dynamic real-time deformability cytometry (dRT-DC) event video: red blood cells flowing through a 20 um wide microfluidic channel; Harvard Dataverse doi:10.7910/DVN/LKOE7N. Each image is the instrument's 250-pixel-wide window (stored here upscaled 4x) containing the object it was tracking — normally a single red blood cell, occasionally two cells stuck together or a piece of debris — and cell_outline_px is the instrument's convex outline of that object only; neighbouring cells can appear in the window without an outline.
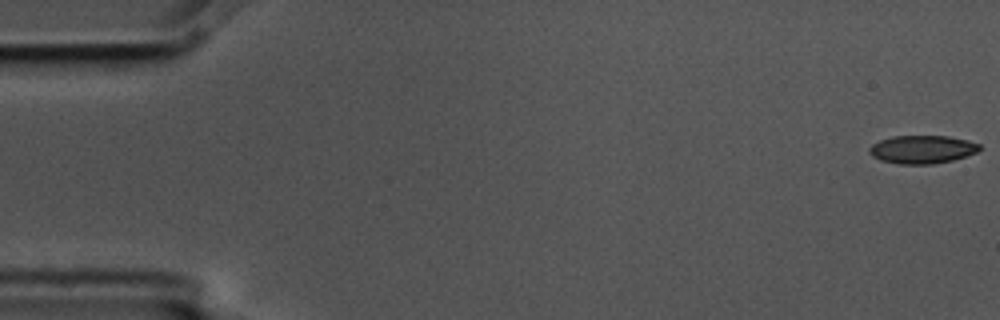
{"species": "common noctule bat (a hibernating species)", "species_latin": "Nyctalus noctula", "temperature_condition": "cold", "stored_images_in_passage": 4, "camera_frame_rate_fps": 3000, "um_per_image_px": 0.085, "animal": {"sex": "male", "body_mass_g": 17.5, "forearm_length_mm": 52.3}, "frame": {"image": 1, "passage_image": 1, "time_ms": 0.0, "image_size_px": [1000, 320], "cell_outline_px": [[980, 148], [976, 152], [952, 160], [932, 164], [900, 164], [880, 160], [872, 156], [868, 152], [868, 148], [872, 144], [880, 140], [892, 136], [948, 136], [968, 140], [980, 144]], "centroid_in_image_um": [78.35, 12.69], "position_along_channel_um": 6.7, "area_um2": 18.03}}